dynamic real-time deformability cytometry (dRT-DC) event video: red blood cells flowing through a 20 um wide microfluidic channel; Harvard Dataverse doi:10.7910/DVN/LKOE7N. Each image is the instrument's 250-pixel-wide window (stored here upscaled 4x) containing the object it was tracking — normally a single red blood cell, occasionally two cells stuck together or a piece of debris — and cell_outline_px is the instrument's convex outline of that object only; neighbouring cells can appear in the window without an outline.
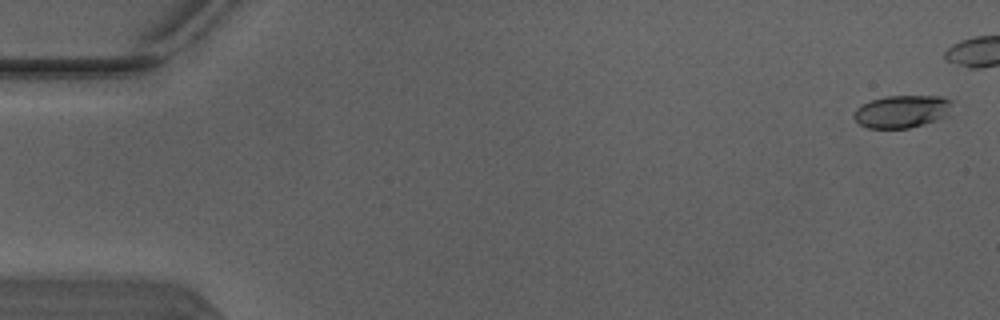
{"species": "Egyptian fruit bat (a non-hibernating species)", "species_latin": "Rousettus aegyptiacus", "temperature_condition": "warm", "stored_images_in_passage": 5, "camera_frame_rate_fps": 3000, "um_per_image_px": 0.085, "animal": {"sex": "male"}, "frame": {"image": 1, "passage_image": 1, "time_ms": 0.0, "image_size_px": [1000, 320], "cell_outline_px": [[952, 100], [948, 116], [924, 124], [908, 128], [868, 128], [860, 124], [852, 116], [856, 108], [872, 100], [888, 96], [940, 96]], "centroid_in_image_um": [76.67, 9.48], "position_along_channel_um": 8.3, "area_um2": 18.55}}